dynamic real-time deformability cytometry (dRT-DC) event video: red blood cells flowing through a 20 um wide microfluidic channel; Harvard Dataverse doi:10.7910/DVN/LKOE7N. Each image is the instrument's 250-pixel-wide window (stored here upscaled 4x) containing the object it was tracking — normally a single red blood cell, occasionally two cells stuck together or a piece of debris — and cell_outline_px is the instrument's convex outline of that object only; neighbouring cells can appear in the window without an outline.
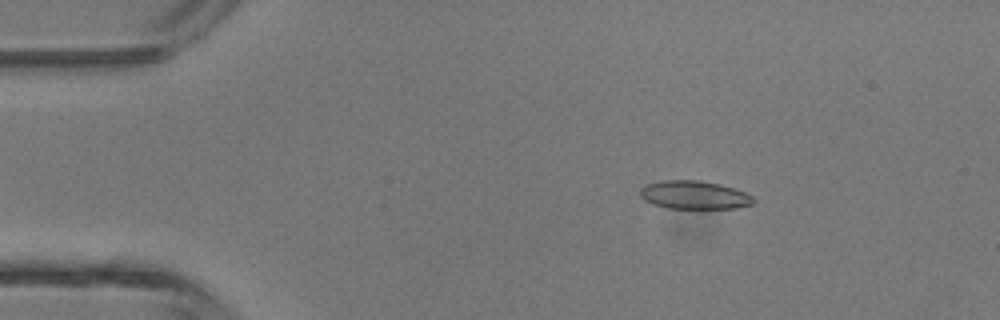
{"species": "common noctule bat (a hibernating species)", "species_latin": "Nyctalus noctula", "temperature_condition": "room temperature", "stored_images_in_passage": 3, "camera_frame_rate_fps": 3000, "um_per_image_px": 0.085, "animal": {"sex": "male", "body_mass_g": 13.3}, "frame": {"image": 1, "passage_image": 2, "time_ms": 1.333, "image_size_px": [1000, 320], "cell_outline_px": [[756, 200], [752, 204], [736, 208], [668, 208], [652, 204], [644, 200], [640, 196], [640, 188], [644, 184], [660, 180], [700, 180], [720, 184], [744, 192], [752, 196]], "centroid_in_image_um": [58.96, 16.56], "position_along_channel_um": 26.0, "area_um2": 18.79}}
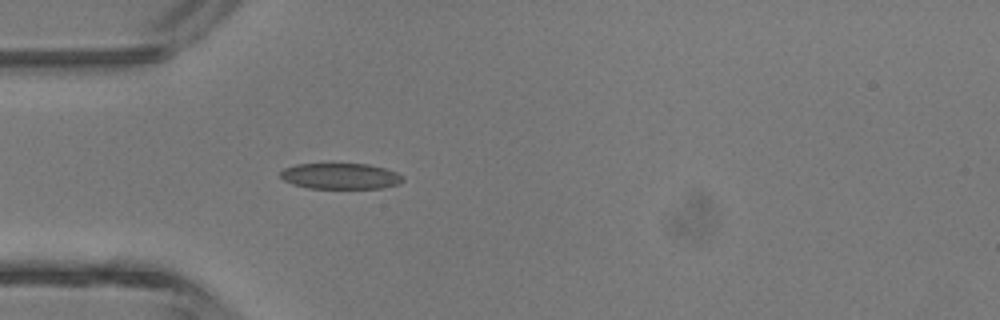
{"frame": {"image": 2, "passage_image": 3, "time_ms": 3.333, "image_size_px": [1000, 320], "cell_outline_px": [[404, 180], [400, 184], [380, 188], [308, 188], [292, 184], [284, 180], [280, 176], [280, 172], [284, 168], [296, 164], [368, 164], [384, 168], [396, 172], [404, 176]], "centroid_in_image_um": [28.95, 14.97], "position_along_channel_um": 56.1, "area_um2": 18.5}}